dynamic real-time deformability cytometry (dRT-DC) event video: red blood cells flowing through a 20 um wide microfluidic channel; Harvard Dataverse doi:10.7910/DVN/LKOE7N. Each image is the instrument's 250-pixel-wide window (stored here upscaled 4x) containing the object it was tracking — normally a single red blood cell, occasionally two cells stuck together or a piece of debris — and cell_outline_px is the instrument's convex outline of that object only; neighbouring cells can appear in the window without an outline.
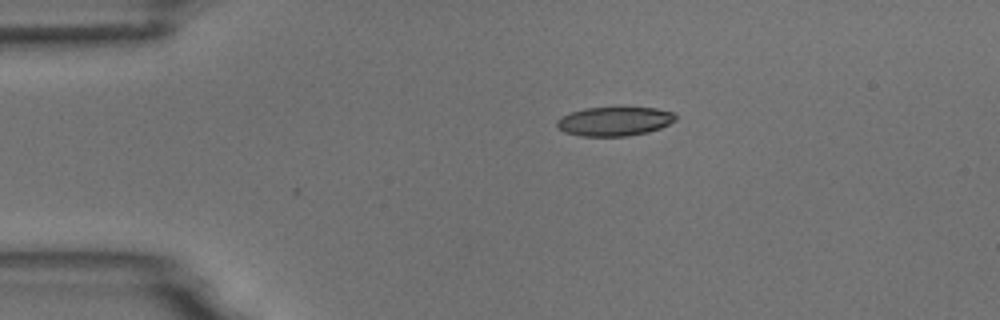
{"species": "common noctule bat (a hibernating species)", "species_latin": "Nyctalus noctula", "temperature_condition": "room temperature", "stored_images_in_passage": 3, "camera_frame_rate_fps": 3000, "um_per_image_px": 0.085, "animal": {"sex": "male", "body_mass_g": 18.8}, "frame": {"image": 1, "passage_image": 1, "time_ms": 0.0, "image_size_px": [1000, 320], "cell_outline_px": [[676, 120], [660, 128], [648, 132], [628, 136], [580, 136], [564, 132], [556, 124], [556, 120], [560, 116], [584, 108], [656, 108], [672, 112], [676, 116]], "centroid_in_image_um": [52.21, 10.32], "position_along_channel_um": 32.8, "area_um2": 20.0}}
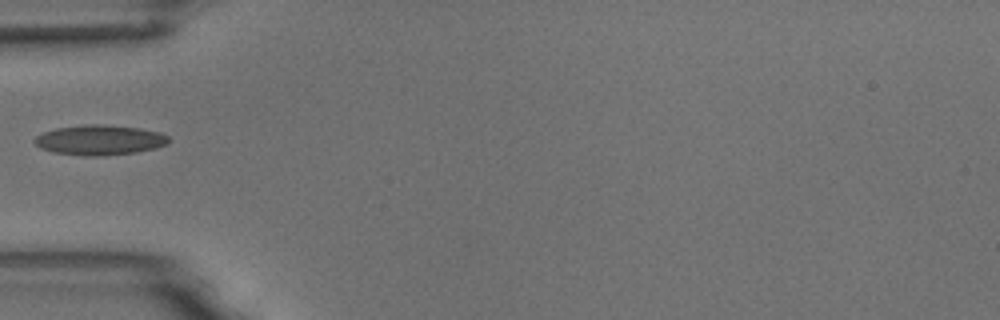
{"frame": {"image": 2, "passage_image": 3, "time_ms": 2.333, "image_size_px": [1000, 320], "cell_outline_px": [[168, 144], [156, 148], [136, 152], [100, 156], [84, 156], [52, 152], [40, 148], [32, 140], [36, 136], [44, 132], [56, 128], [84, 124], [100, 124], [140, 128], [160, 132], [168, 136]], "centroid_in_image_um": [8.46, 11.9], "position_along_channel_um": 76.5, "area_um2": 23.58}}